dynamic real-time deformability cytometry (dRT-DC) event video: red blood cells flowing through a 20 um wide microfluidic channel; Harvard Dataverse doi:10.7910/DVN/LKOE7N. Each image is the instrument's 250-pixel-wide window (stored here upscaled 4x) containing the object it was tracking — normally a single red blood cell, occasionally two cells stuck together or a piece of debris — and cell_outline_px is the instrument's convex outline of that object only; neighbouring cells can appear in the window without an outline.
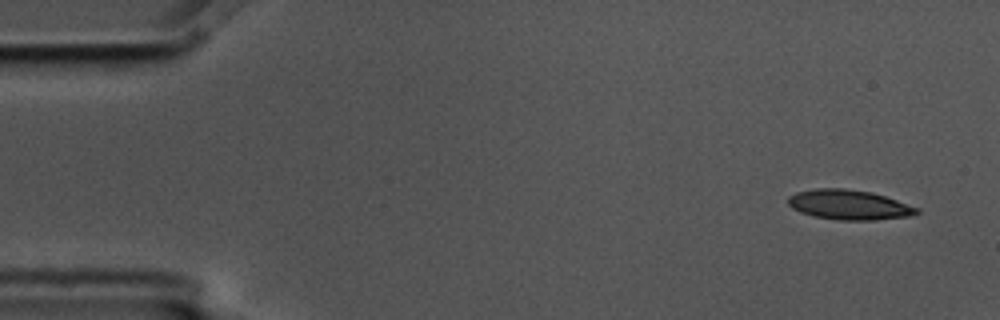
{"species": "common noctule bat (a hibernating species)", "species_latin": "Nyctalus noctula", "temperature_condition": "cold", "stored_images_in_passage": 8, "camera_frame_rate_fps": 3000, "um_per_image_px": 0.085, "animal": {"sex": "male", "body_mass_g": 17.5, "forearm_length_mm": 52.3}, "frame": {"image": 1, "passage_image": 1, "time_ms": 0.0, "image_size_px": [1000, 320], "cell_outline_px": [[920, 212], [912, 216], [876, 220], [836, 220], [816, 216], [800, 212], [792, 208], [788, 204], [788, 196], [796, 192], [816, 188], [844, 188], [872, 192], [920, 208]], "centroid_in_image_um": [72.18, 17.41], "position_along_channel_um": 12.8, "area_um2": 22.48}}
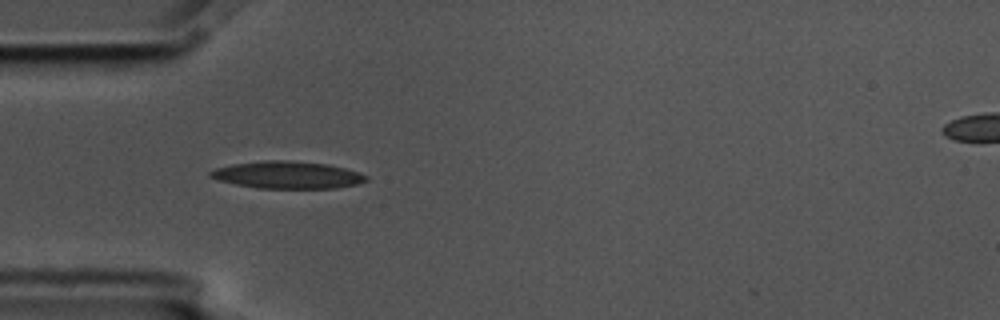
{"frame": {"image": 2, "passage_image": 5, "time_ms": 1.333, "image_size_px": [1000, 320], "cell_outline_px": [[368, 180], [360, 184], [336, 188], [260, 188], [236, 184], [220, 180], [208, 176], [208, 172], [216, 168], [236, 164], [268, 160], [288, 160], [328, 164], [360, 172], [368, 176]], "centroid_in_image_um": [24.5, 14.87], "position_along_channel_um": 60.5, "area_um2": 24.62}}